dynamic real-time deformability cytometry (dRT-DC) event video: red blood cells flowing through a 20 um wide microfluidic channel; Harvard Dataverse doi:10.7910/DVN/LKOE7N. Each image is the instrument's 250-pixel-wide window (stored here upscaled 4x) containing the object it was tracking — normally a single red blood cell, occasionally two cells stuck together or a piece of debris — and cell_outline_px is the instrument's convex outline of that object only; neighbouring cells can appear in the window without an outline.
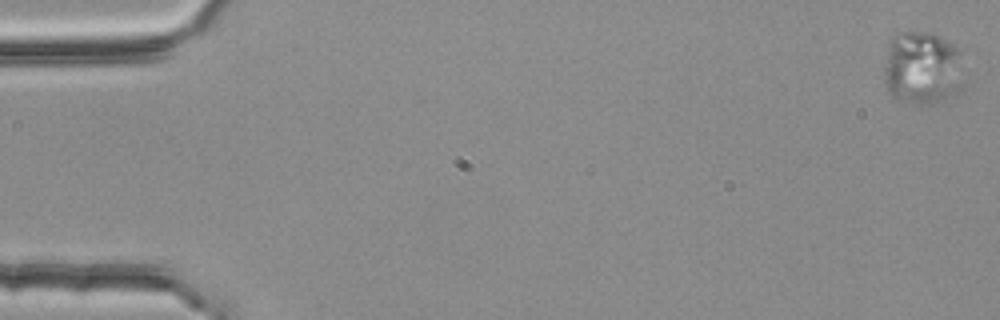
{"species": "common noctule bat (a hibernating species)", "species_latin": "Nyctalus noctula", "temperature_condition": "room temperature", "stored_images_in_passage": 5, "camera_frame_rate_fps": 3000, "um_per_image_px": 0.085, "animal": {"sex": "female", "body_mass_g": 25.1}, "frame": {"image": 1, "passage_image": 1, "time_ms": 0.0, "image_size_px": [1000, 320], "cell_outline_px": [[960, 88], [956, 92], [936, 100], [924, 104], [908, 104], [896, 100], [888, 92], [884, 80], [884, 68], [892, 36], [900, 32], [928, 32], [960, 48]], "centroid_in_image_um": [78.33, 5.78], "position_along_channel_um": 6.7, "area_um2": 33.52}}
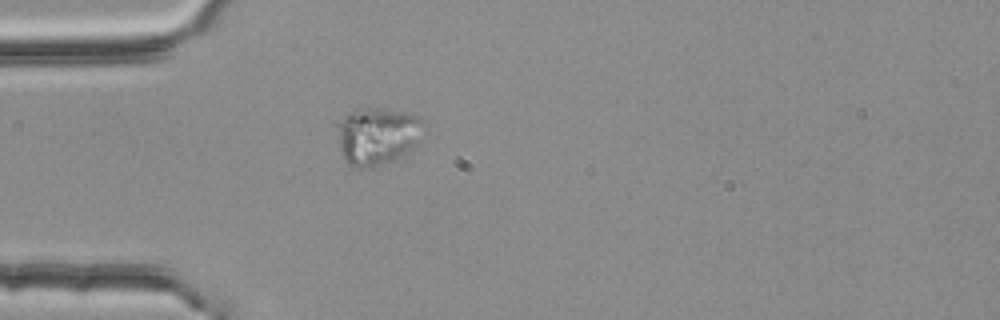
{"frame": {"image": 2, "passage_image": 5, "time_ms": 1.333, "image_size_px": [1000, 320], "cell_outline_px": [[424, 120], [420, 140], [412, 148], [396, 160], [360, 168], [348, 164], [344, 156], [332, 124], [332, 120], [348, 112], [360, 108], [380, 108], [408, 112], [420, 116]], "centroid_in_image_um": [32.02, 11.48], "position_along_channel_um": 53.0, "area_um2": 29.59}}